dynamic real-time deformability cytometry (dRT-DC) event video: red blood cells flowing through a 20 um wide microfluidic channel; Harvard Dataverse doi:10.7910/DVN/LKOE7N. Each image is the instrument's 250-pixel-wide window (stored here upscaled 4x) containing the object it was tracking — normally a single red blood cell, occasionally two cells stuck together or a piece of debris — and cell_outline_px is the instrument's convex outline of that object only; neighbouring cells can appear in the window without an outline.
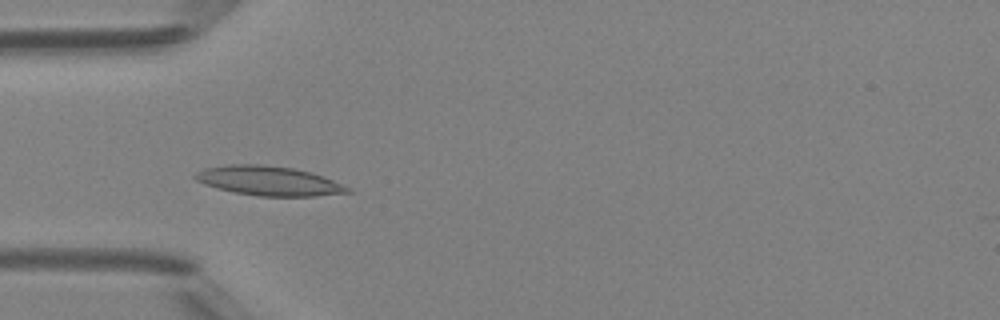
{"species": "Egyptian fruit bat (a non-hibernating species)", "species_latin": "Rousettus aegyptiacus", "temperature_condition": "room temperature", "stored_images_in_passage": 47, "camera_frame_rate_fps": 3000, "um_per_image_px": 0.085, "animal": {"sex": "female"}, "frame": {"image": 1, "passage_image": 14, "time_ms": 4.333, "image_size_px": [1000, 320], "cell_outline_px": [[352, 192], [316, 196], [260, 196], [236, 192], [216, 188], [204, 184], [196, 180], [192, 176], [196, 172], [204, 168], [228, 164], [260, 164], [292, 168], [312, 172], [324, 176], [352, 188]], "centroid_in_image_um": [22.86, 15.37], "position_along_channel_um": 62.1, "area_um2": 26.24}}
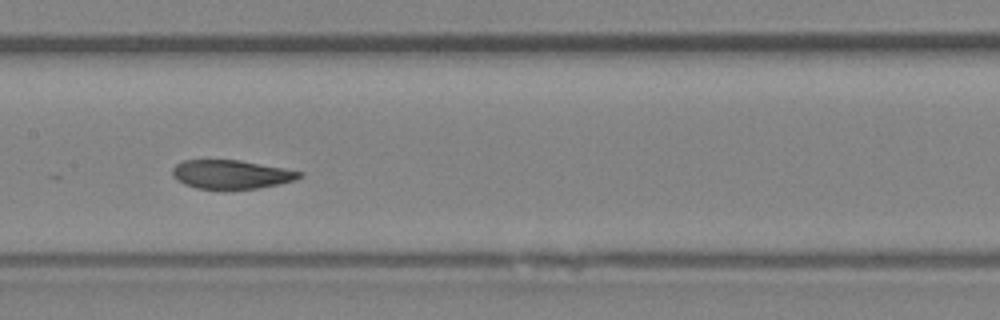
{"frame": {"image": 2, "passage_image": 23, "time_ms": 7.333, "image_size_px": [1000, 320], "cell_outline_px": [[304, 176], [296, 180], [280, 184], [260, 188], [196, 188], [184, 184], [176, 180], [172, 176], [172, 168], [176, 164], [184, 160], [240, 160], [284, 168], [304, 172]], "centroid_in_image_um": [19.68, 14.81], "position_along_channel_um": 187.7, "area_um2": 21.33}}
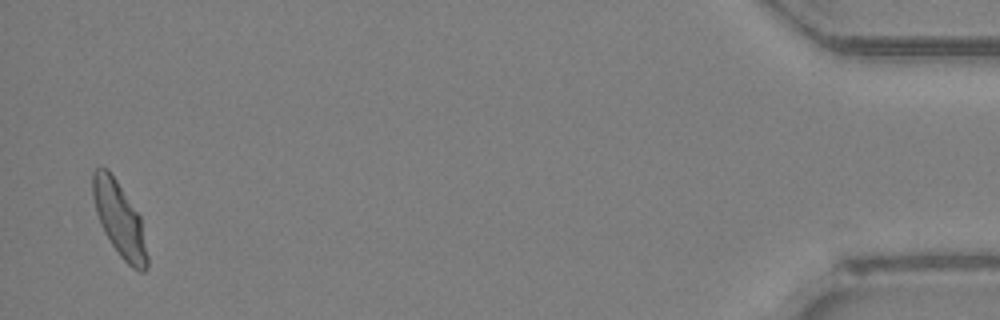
{"frame": {"image": 3, "passage_image": 46, "time_ms": 15.0, "image_size_px": [1000, 320], "cell_outline_px": [[148, 268], [144, 272], [140, 272], [132, 268], [120, 256], [104, 232], [100, 224], [96, 212], [92, 196], [92, 172], [96, 168], [108, 168], [140, 216], [148, 256]], "centroid_in_image_um": [10.14, 18.66], "position_along_channel_um": 425.1, "area_um2": 23.47}, "authors_computed_cell_mechanics": {"area_um2": 22.9466, "velocity_mm_per_s": 4.255, "shape_relaxation_time_tau1_ms": 6.9413, "shape_relaxation_time_tau2_ms": 0.7308, "deformation_change_tau1": 0.1947, "deformation_change_tau2": 0.0563}}